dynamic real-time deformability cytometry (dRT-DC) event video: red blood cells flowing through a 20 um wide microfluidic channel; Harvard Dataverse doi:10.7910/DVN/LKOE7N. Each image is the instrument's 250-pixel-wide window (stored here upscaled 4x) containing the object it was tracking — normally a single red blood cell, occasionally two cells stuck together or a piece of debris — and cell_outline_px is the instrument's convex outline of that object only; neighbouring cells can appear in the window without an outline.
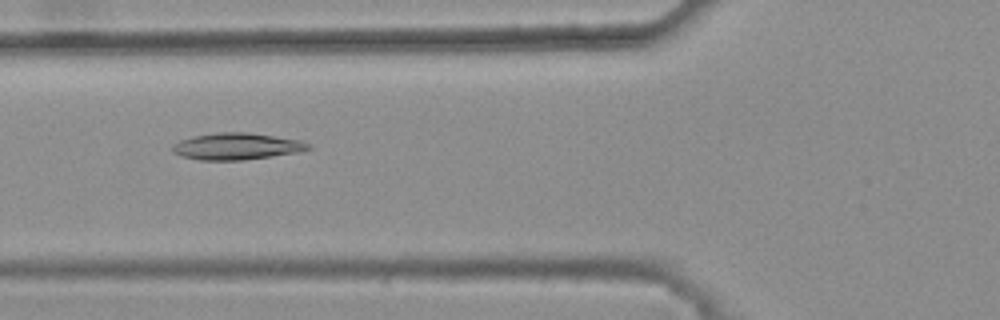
{"species": "common noctule bat (a hibernating species)", "species_latin": "Nyctalus noctula", "temperature_condition": "warm", "stored_images_in_passage": 39, "camera_frame_rate_fps": 3000, "um_per_image_px": 0.085, "animal": {"sex": "female", "body_mass_g": 25.1}, "frame": {"image": 1, "passage_image": 11, "time_ms": 3.333, "image_size_px": [1000, 320], "cell_outline_px": [[312, 148], [296, 152], [244, 160], [200, 160], [180, 156], [172, 152], [172, 144], [180, 140], [192, 136], [216, 132], [244, 132], [300, 140], [312, 144]], "centroid_in_image_um": [20.06, 12.44], "position_along_channel_um": 105.7, "area_um2": 21.1}}
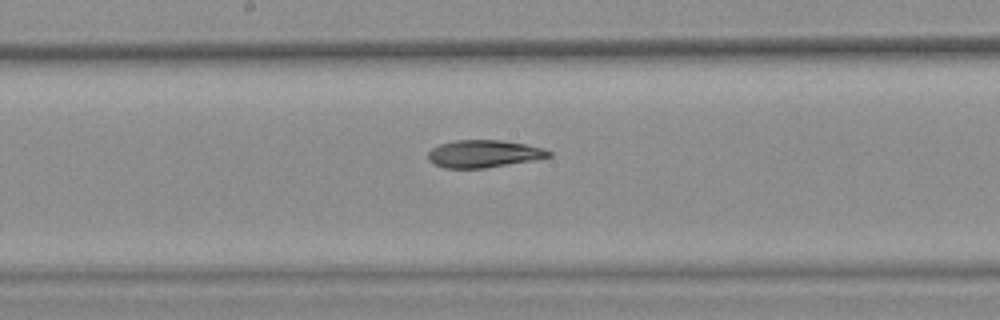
{"frame": {"image": 2, "passage_image": 19, "time_ms": 6.0, "image_size_px": [1000, 320], "cell_outline_px": [[552, 156], [532, 160], [484, 168], [444, 168], [432, 164], [428, 160], [428, 152], [432, 148], [440, 144], [456, 140], [500, 140], [524, 144], [544, 148], [552, 152]], "centroid_in_image_um": [41.09, 13.07], "position_along_channel_um": 207.1, "area_um2": 19.25}}
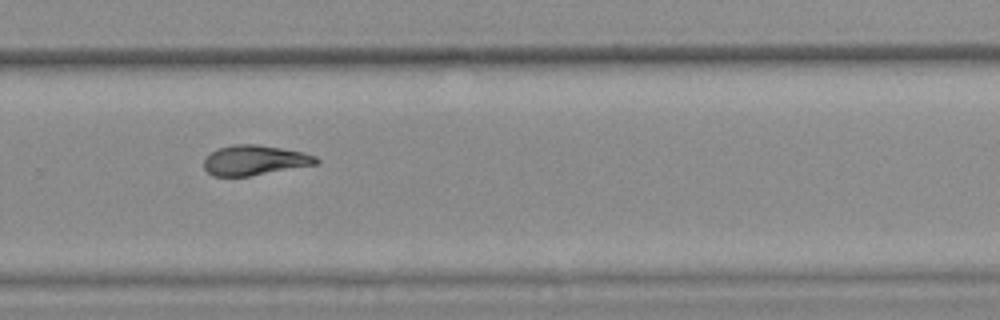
{"frame": {"image": 3, "passage_image": 27, "time_ms": 8.667, "image_size_px": [1000, 320], "cell_outline_px": [[320, 164], [248, 176], [212, 176], [204, 168], [204, 160], [216, 148], [232, 144], [256, 144], [304, 152], [316, 156], [320, 160]], "centroid_in_image_um": [21.67, 13.61], "position_along_channel_um": 308.1, "area_um2": 19.71}, "authors_computed_cell_mechanics": {"area_um2": 19.9988, "velocity_mm_per_s": 3.806, "shape_relaxation_time_tau1_ms": null, "shape_relaxation_time_tau2_ms": 5.206, "deformation_change_tau1": null, "deformation_change_tau2": 0.1299}}